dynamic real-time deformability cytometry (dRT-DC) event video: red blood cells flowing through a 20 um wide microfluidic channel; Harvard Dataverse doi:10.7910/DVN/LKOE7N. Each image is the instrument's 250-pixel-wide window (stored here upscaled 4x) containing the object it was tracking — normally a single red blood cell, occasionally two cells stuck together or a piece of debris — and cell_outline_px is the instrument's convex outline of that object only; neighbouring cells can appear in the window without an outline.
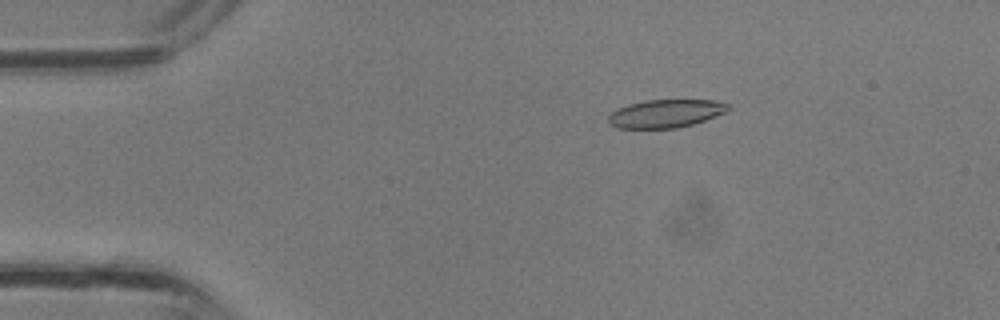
{"species": "common noctule bat (a hibernating species)", "species_latin": "Nyctalus noctula", "temperature_condition": "room temperature", "stored_images_in_passage": 6, "camera_frame_rate_fps": 3000, "um_per_image_px": 0.085, "animal": {"sex": "male", "body_mass_g": 13.3}, "frame": {"image": 1, "passage_image": 1, "time_ms": 0.0, "image_size_px": [1000, 320], "cell_outline_px": [[732, 108], [724, 112], [704, 120], [692, 124], [676, 128], [616, 128], [608, 124], [608, 116], [612, 112], [628, 104], [644, 100], [716, 100], [728, 104]], "centroid_in_image_um": [56.56, 9.65], "position_along_channel_um": 28.4, "area_um2": 19.54}}